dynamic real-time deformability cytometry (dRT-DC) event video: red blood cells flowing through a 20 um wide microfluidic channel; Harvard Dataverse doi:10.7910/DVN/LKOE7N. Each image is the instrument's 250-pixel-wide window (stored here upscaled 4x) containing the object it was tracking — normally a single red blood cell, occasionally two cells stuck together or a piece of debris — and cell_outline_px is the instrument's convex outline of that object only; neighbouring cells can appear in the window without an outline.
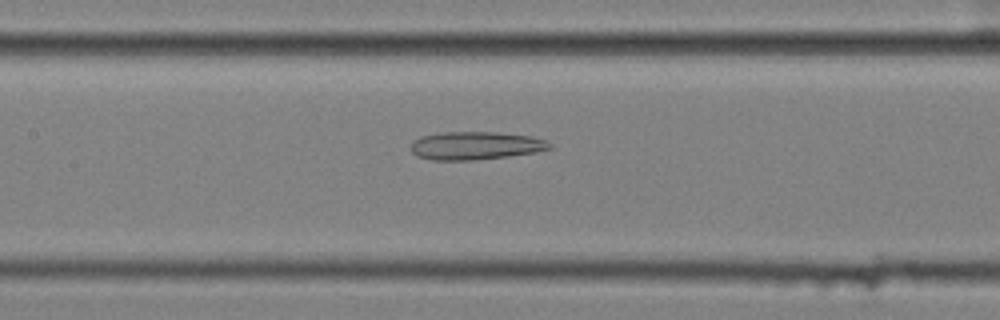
{"species": "common noctule bat (a hibernating species)", "species_latin": "Nyctalus noctula", "temperature_condition": "cold", "stored_images_in_passage": 57, "camera_frame_rate_fps": 3000, "um_per_image_px": 0.085, "animal": {"sex": "female", "body_mass_g": 25.1}, "frame": {"image": 1, "passage_image": 27, "time_ms": 8.667, "image_size_px": [1000, 320], "cell_outline_px": [[552, 148], [536, 152], [508, 156], [472, 160], [432, 160], [416, 156], [408, 148], [412, 140], [420, 136], [436, 132], [496, 132], [532, 136], [548, 140], [552, 144]], "centroid_in_image_um": [40.38, 12.37], "position_along_channel_um": 167.0, "area_um2": 23.12}}
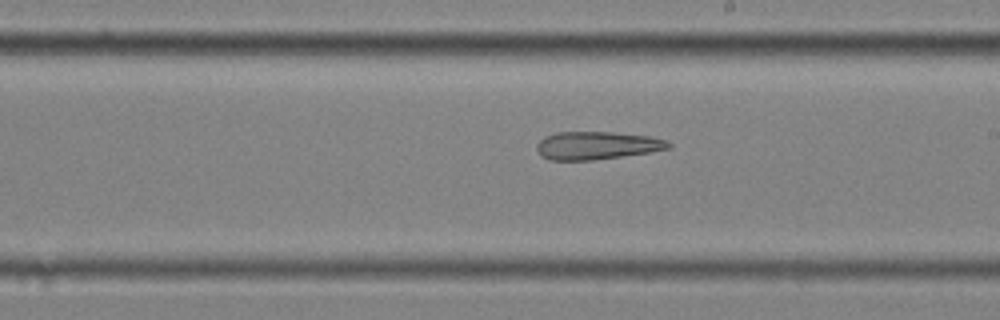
{"frame": {"image": 2, "passage_image": 33, "time_ms": 10.667, "image_size_px": [1000, 320], "cell_outline_px": [[672, 148], [648, 152], [592, 160], [552, 160], [540, 156], [536, 148], [536, 144], [544, 136], [556, 132], [612, 132], [652, 136], [668, 140], [672, 144]], "centroid_in_image_um": [50.74, 12.35], "position_along_channel_um": 238.3, "area_um2": 21.56}}
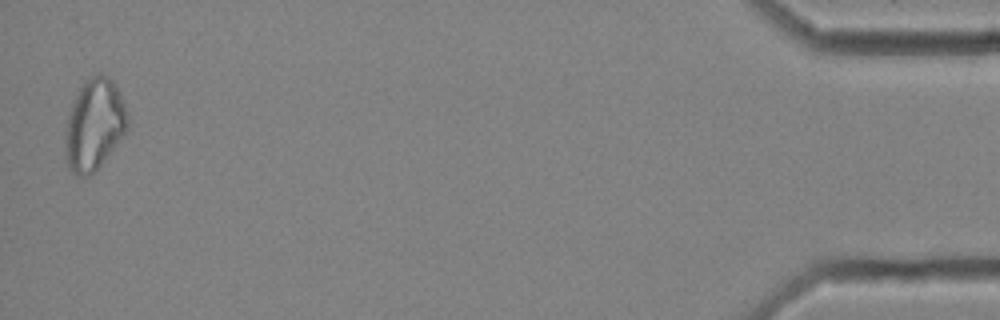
{"frame": {"image": 3, "passage_image": 56, "time_ms": 18.333, "image_size_px": [1000, 320], "cell_outline_px": [[128, 128], [100, 164], [88, 176], [76, 176], [68, 168], [64, 148], [64, 136], [68, 112], [84, 80], [100, 72], [108, 76], [112, 80], [120, 92], [128, 116]], "centroid_in_image_um": [7.98, 10.57], "position_along_channel_um": 427.2, "area_um2": 33.06}, "authors_computed_cell_mechanics": {"area_um2": 28.5532, "velocity_mm_per_s": 3.5802, "shape_relaxation_time_tau1_ms": null, "shape_relaxation_time_tau2_ms": 6.5047, "deformation_change_tau1": null, "deformation_change_tau2": 0.1932}}